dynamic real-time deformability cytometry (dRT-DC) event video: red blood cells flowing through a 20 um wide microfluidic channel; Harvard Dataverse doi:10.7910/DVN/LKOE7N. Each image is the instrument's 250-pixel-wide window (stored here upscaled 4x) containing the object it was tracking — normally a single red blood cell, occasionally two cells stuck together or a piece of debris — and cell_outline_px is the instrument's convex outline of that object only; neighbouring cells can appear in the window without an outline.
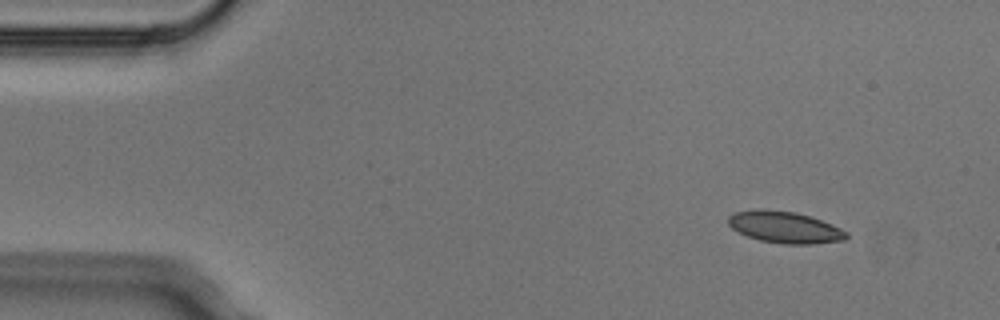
{"species": "Egyptian fruit bat (a non-hibernating species)", "species_latin": "Rousettus aegyptiacus", "temperature_condition": "cold", "stored_images_in_passage": 5, "segment_of_instrument_passage": [2, 2], "camera_frame_rate_fps": 3000, "um_per_image_px": 0.085, "animal": {"sex": "male"}, "frame": {"image": 1, "passage_image": 5, "time_ms": 1.333, "image_size_px": [1000, 320], "cell_outline_px": [[848, 236], [844, 240], [812, 244], [784, 244], [760, 240], [748, 236], [732, 228], [728, 224], [728, 216], [736, 212], [760, 208], [764, 208], [796, 212], [812, 216], [832, 224], [848, 232]], "centroid_in_image_um": [66.72, 19.3], "position_along_channel_um": 18.3, "area_um2": 21.91}}